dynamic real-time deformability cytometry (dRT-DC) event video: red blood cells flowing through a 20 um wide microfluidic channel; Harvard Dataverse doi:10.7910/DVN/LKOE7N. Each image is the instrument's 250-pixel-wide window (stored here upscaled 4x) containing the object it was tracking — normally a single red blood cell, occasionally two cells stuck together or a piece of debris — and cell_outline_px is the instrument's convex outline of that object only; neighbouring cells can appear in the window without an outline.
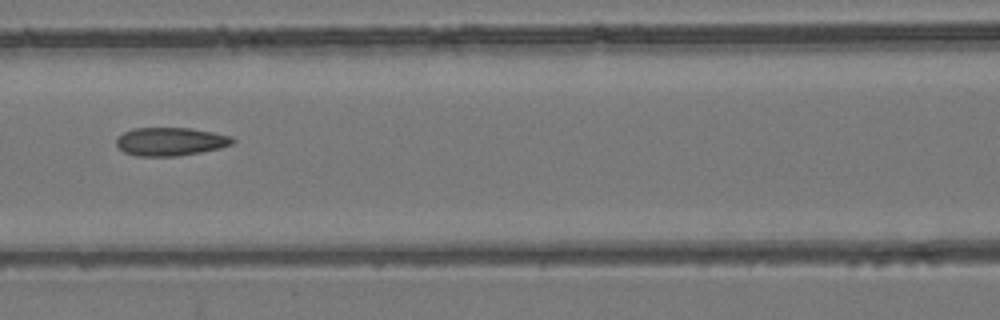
{"species": "common noctule bat (a hibernating species)", "species_latin": "Nyctalus noctula", "temperature_condition": "room temperature", "stored_images_in_passage": 8, "camera_frame_rate_fps": 3000, "um_per_image_px": 0.085, "animal": {"sex": "female", "body_mass_g": 24.6, "forearm_length_mm": 56.2}, "frame": {"image": 1, "passage_image": 8, "time_ms": 2.333, "image_size_px": [1000, 320], "cell_outline_px": [[236, 140], [232, 144], [220, 148], [200, 152], [176, 156], [136, 156], [124, 152], [116, 144], [116, 140], [124, 132], [132, 128], [192, 128], [232, 136]], "centroid_in_image_um": [14.5, 12.03], "position_along_channel_um": 152.1, "area_um2": 19.13}}